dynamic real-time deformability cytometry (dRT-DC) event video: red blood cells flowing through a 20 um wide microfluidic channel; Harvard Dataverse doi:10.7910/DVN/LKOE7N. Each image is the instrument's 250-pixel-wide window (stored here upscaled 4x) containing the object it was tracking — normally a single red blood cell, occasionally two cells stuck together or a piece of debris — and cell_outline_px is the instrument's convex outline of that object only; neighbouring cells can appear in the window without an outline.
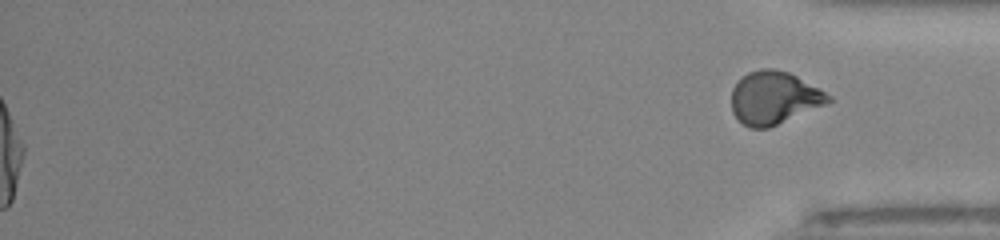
{"species": "human", "species_latin": "Homo sapiens", "temperature_condition": "room temperature", "stored_images_in_passage": 49, "segment_of_instrument_passage": [2, 2], "camera_frame_rate_fps": 3000, "um_per_image_px": 0.085, "donor": {"sex": "male"}, "frame": {"image": 1, "passage_image": 49, "time_ms": 16.0, "image_size_px": [1000, 240], "cell_outline_px": [[832, 100], [828, 104], [768, 128], [752, 128], [744, 124], [732, 112], [732, 88], [736, 80], [748, 72], [760, 68], [772, 68], [788, 72], [796, 76], [832, 96]], "centroid_in_image_um": [65.78, 8.3], "position_along_channel_um": 369.4, "area_um2": 29.82}}